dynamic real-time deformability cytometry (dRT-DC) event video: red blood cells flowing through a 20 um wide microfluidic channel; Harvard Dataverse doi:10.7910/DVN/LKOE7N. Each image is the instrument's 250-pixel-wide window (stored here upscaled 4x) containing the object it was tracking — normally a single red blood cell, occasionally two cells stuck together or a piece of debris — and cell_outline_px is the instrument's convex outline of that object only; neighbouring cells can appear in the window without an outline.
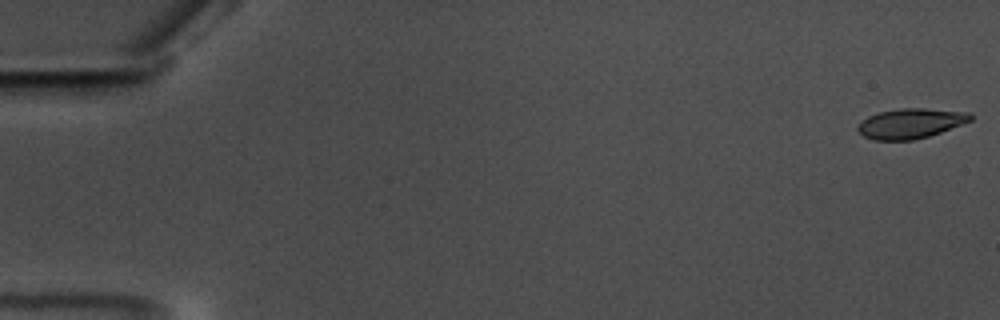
{"species": "common noctule bat (a hibernating species)", "species_latin": "Nyctalus noctula", "temperature_condition": "warm", "stored_images_in_passage": 54, "camera_frame_rate_fps": 3000, "um_per_image_px": 0.085, "animal": {"sex": "male", "body_mass_g": 17.5, "forearm_length_mm": 52.3}, "frame": {"image": 1, "passage_image": 1, "time_ms": 0.0, "image_size_px": [1000, 320], "cell_outline_px": [[972, 120], [940, 132], [928, 136], [912, 140], [872, 140], [864, 136], [856, 128], [868, 116], [880, 112], [900, 108], [924, 108], [968, 112], [972, 116]], "centroid_in_image_um": [77.4, 10.49], "position_along_channel_um": 7.6, "area_um2": 19.42}}
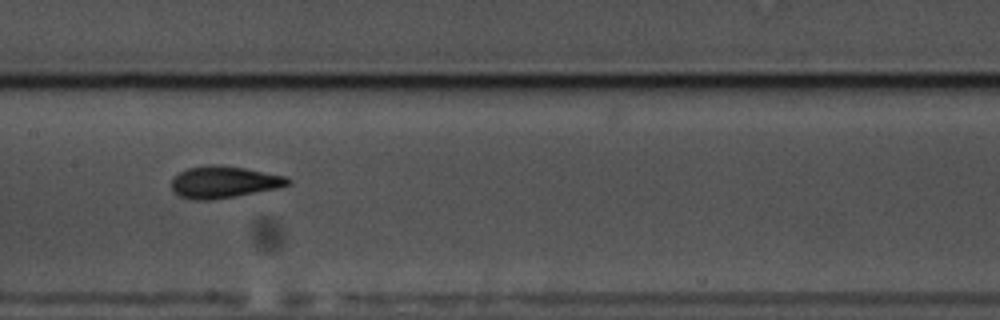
{"frame": {"image": 2, "passage_image": 30, "time_ms": 9.667, "image_size_px": [1000, 320], "cell_outline_px": [[292, 184], [280, 188], [236, 196], [208, 200], [196, 200], [180, 196], [172, 188], [172, 180], [180, 172], [188, 168], [208, 164], [216, 164], [244, 168], [284, 176], [292, 180]], "centroid_in_image_um": [19.07, 15.47], "position_along_channel_um": 188.3, "area_um2": 21.5}}
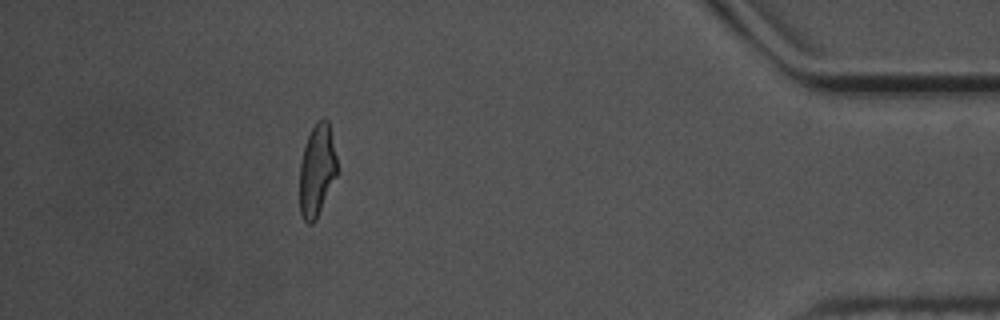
{"frame": {"image": 3, "passage_image": 53, "time_ms": 17.333, "image_size_px": [1000, 320], "cell_outline_px": [[336, 176], [316, 220], [312, 224], [308, 224], [304, 220], [300, 212], [300, 164], [304, 148], [308, 136], [316, 120], [324, 116], [328, 120], [336, 156]], "centroid_in_image_um": [26.93, 14.46], "position_along_channel_um": 408.3, "area_um2": 19.94}}